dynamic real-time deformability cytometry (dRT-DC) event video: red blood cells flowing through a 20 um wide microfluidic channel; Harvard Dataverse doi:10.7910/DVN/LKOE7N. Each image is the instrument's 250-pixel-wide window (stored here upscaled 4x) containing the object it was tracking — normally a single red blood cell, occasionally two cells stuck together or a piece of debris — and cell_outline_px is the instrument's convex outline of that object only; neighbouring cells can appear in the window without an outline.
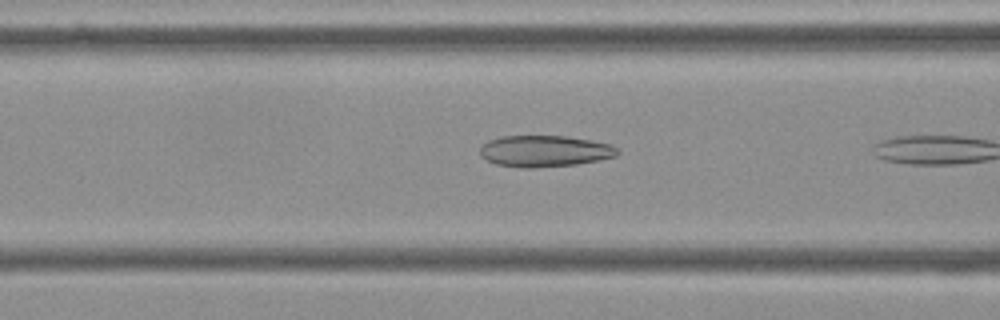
{"species": "Egyptian fruit bat (a non-hibernating species)", "species_latin": "Rousettus aegyptiacus", "temperature_condition": "cold", "stored_images_in_passage": 6, "camera_frame_rate_fps": 3000, "um_per_image_px": 0.085, "frame": {"image": 1, "passage_image": 5, "time_ms": 1.333, "image_size_px": [1000, 320], "cell_outline_px": [[620, 152], [616, 156], [600, 160], [576, 164], [532, 168], [520, 168], [496, 164], [480, 156], [480, 144], [488, 140], [500, 136], [568, 136], [592, 140], [612, 144]], "centroid_in_image_um": [46.28, 12.84], "position_along_channel_um": 120.3, "area_um2": 25.43}}